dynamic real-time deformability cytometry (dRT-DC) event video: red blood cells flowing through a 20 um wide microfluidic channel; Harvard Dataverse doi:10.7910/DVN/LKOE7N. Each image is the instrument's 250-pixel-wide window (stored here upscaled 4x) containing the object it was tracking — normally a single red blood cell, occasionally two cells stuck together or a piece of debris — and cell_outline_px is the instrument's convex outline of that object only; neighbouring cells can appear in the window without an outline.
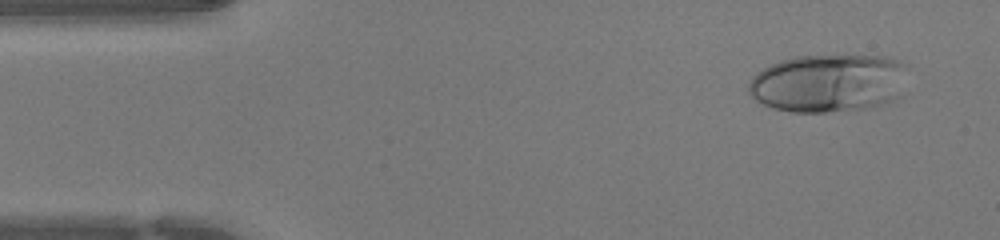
{"species": "human", "species_latin": "Homo sapiens", "temperature_condition": "warm", "stored_images_in_passage": 43, "camera_frame_rate_fps": 3000, "um_per_image_px": 0.085, "donor": {"sex": "female"}, "frame": {"image": 1, "passage_image": 3, "time_ms": 0.667, "image_size_px": [1000, 240], "cell_outline_px": [[908, 68], [900, 96], [892, 100], [872, 108], [828, 112], [792, 112], [772, 108], [756, 100], [748, 92], [748, 84], [752, 76], [756, 72], [780, 60], [796, 56], [884, 56], [900, 60], [908, 64]], "centroid_in_image_um": [70.45, 7.06], "position_along_channel_um": 14.6, "area_um2": 54.51}}
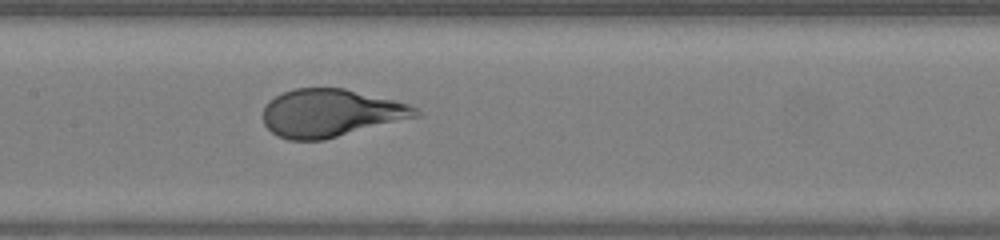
{"frame": {"image": 2, "passage_image": 20, "time_ms": 6.333, "image_size_px": [1000, 240], "cell_outline_px": [[424, 116], [324, 140], [288, 140], [272, 132], [264, 124], [264, 108], [268, 100], [292, 88], [344, 88], [396, 100], [408, 104], [416, 108]], "centroid_in_image_um": [28.17, 9.61], "position_along_channel_um": 179.2, "area_um2": 42.89}}
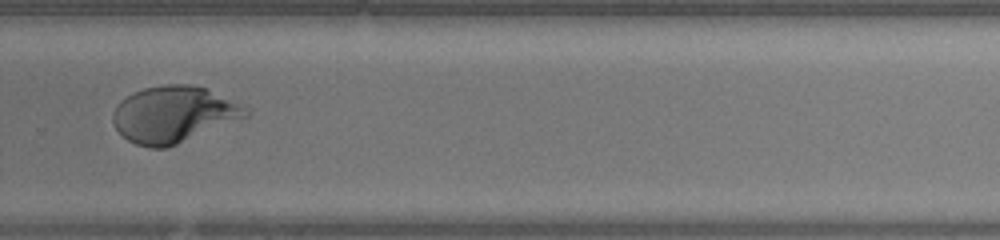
{"frame": {"image": 3, "passage_image": 29, "time_ms": 9.333, "image_size_px": [1000, 240], "cell_outline_px": [[248, 116], [168, 148], [152, 148], [136, 144], [128, 140], [116, 128], [112, 120], [112, 116], [120, 100], [132, 92], [144, 88], [164, 84], [192, 84], [204, 88], [244, 108], [248, 112]], "centroid_in_image_um": [14.68, 9.73], "position_along_channel_um": 315.1, "area_um2": 42.95}}